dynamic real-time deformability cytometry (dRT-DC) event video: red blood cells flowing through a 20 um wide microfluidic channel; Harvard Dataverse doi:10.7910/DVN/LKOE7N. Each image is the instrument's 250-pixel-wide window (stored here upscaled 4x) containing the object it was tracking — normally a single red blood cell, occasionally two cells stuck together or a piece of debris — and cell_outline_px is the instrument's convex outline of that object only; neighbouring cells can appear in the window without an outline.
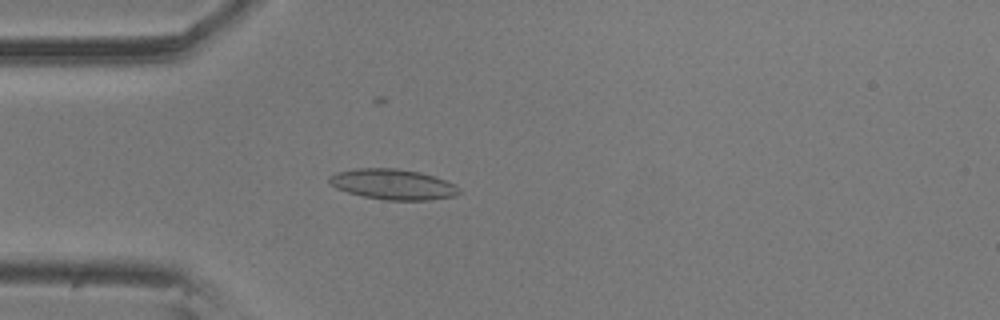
{"species": "common noctule bat (a hibernating species)", "species_latin": "Nyctalus noctula", "temperature_condition": "room temperature", "stored_images_in_passage": 46, "camera_frame_rate_fps": 3000, "um_per_image_px": 0.085, "animal": {"sex": "male", "body_mass_g": 20.5, "forearm_length_mm": 52.5}, "frame": {"image": 1, "passage_image": 4, "time_ms": 1.0, "image_size_px": [1000, 320], "cell_outline_px": [[460, 192], [456, 196], [428, 200], [384, 200], [364, 196], [348, 192], [336, 188], [328, 180], [328, 176], [336, 172], [356, 168], [396, 168], [420, 172], [444, 180], [460, 188]], "centroid_in_image_um": [33.38, 15.66], "position_along_channel_um": 51.6, "area_um2": 22.95}}
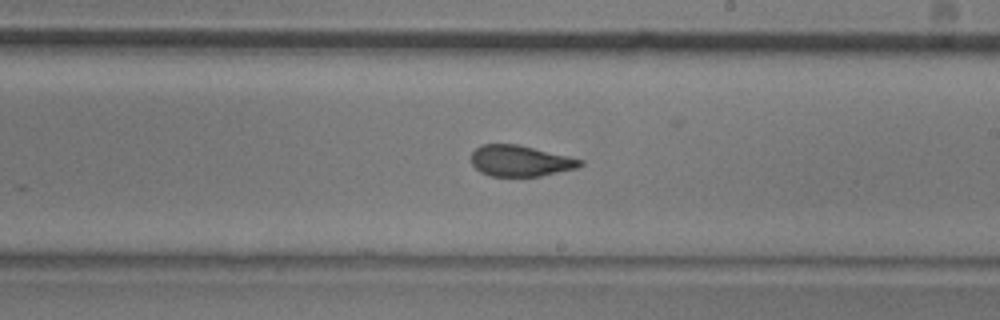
{"frame": {"image": 2, "passage_image": 21, "time_ms": 6.667, "image_size_px": [1000, 320], "cell_outline_px": [[584, 164], [576, 168], [540, 176], [492, 176], [480, 172], [472, 164], [472, 152], [480, 144], [516, 144], [568, 156], [584, 160]], "centroid_in_image_um": [44.22, 13.67], "position_along_channel_um": 244.8, "area_um2": 19.54}}
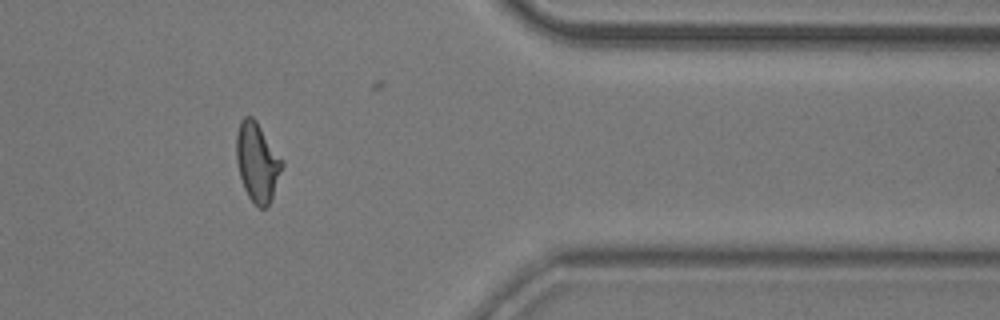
{"frame": {"image": 3, "passage_image": 35, "time_ms": 11.333, "image_size_px": [1000, 320], "cell_outline_px": [[284, 164], [272, 200], [264, 208], [260, 208], [248, 196], [244, 188], [240, 176], [236, 160], [236, 132], [240, 120], [244, 116], [252, 116], [256, 120], [284, 160]], "centroid_in_image_um": [21.88, 13.75], "position_along_channel_um": 389.5, "area_um2": 21.27}, "authors_computed_cell_mechanics": {"area_um2": 20.6635, "velocity_mm_per_s": 3.5414, "shape_relaxation_time_tau1_ms": 6.5138, "shape_relaxation_time_tau2_ms": 1.4933, "deformation_change_tau1": 0.1638, "deformation_change_tau2": 0.0773}}